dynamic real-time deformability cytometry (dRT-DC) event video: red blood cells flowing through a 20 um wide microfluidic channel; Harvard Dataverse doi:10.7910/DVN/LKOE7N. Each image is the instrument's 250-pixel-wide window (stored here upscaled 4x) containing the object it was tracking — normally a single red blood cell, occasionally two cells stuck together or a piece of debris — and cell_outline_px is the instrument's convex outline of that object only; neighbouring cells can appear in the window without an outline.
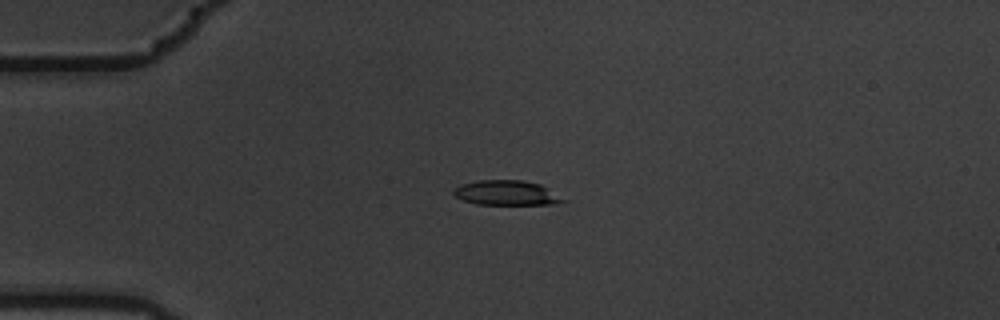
{"species": "common noctule bat (a hibernating species)", "species_latin": "Nyctalus noctula", "temperature_condition": "warm", "stored_images_in_passage": 5, "camera_frame_rate_fps": 3000, "um_per_image_px": 0.085, "animal": {"sex": "male", "body_mass_g": 19.5, "forearm_length_mm": 54.6}, "frame": {"image": 1, "passage_image": 5, "time_ms": 1.333, "image_size_px": [1000, 320], "cell_outline_px": [[572, 200], [552, 204], [476, 204], [464, 200], [456, 196], [452, 192], [460, 184], [480, 180], [524, 180], [540, 184]], "centroid_in_image_um": [43.14, 16.39], "position_along_channel_um": 41.9, "area_um2": 15.95}}